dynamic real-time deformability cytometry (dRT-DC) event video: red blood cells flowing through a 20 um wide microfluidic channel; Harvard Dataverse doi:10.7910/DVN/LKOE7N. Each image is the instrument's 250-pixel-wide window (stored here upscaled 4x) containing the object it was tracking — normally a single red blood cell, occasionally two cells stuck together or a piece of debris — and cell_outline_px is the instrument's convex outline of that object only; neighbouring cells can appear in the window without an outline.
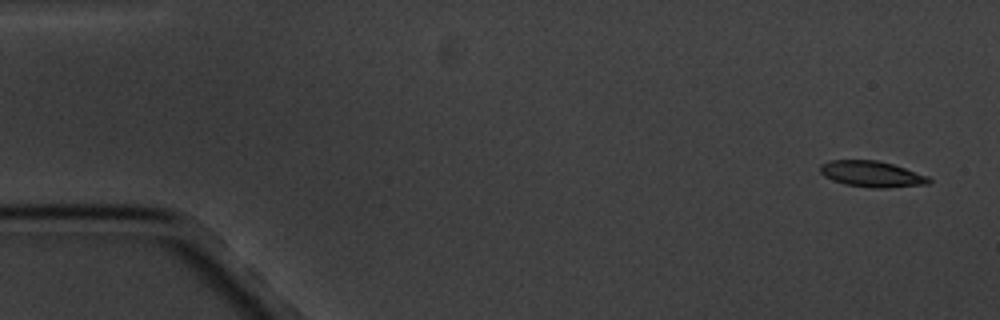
{"species": "common noctule bat (a hibernating species)", "species_latin": "Nyctalus noctula", "temperature_condition": "cold", "stored_images_in_passage": 2, "segment_of_instrument_passage": [2, 2], "camera_frame_rate_fps": 3000, "um_per_image_px": 0.085, "animal": {"sex": "male", "body_mass_g": 20.1, "forearm_length_mm": 53.5}, "frame": {"image": 1, "passage_image": 2, "time_ms": 2.0, "image_size_px": [1000, 320], "cell_outline_px": [[932, 180], [928, 184], [888, 188], [868, 188], [844, 184], [832, 180], [824, 176], [820, 172], [820, 164], [828, 160], [876, 160], [892, 164], [928, 176]], "centroid_in_image_um": [74.07, 14.8], "position_along_channel_um": 10.9, "area_um2": 16.59}}